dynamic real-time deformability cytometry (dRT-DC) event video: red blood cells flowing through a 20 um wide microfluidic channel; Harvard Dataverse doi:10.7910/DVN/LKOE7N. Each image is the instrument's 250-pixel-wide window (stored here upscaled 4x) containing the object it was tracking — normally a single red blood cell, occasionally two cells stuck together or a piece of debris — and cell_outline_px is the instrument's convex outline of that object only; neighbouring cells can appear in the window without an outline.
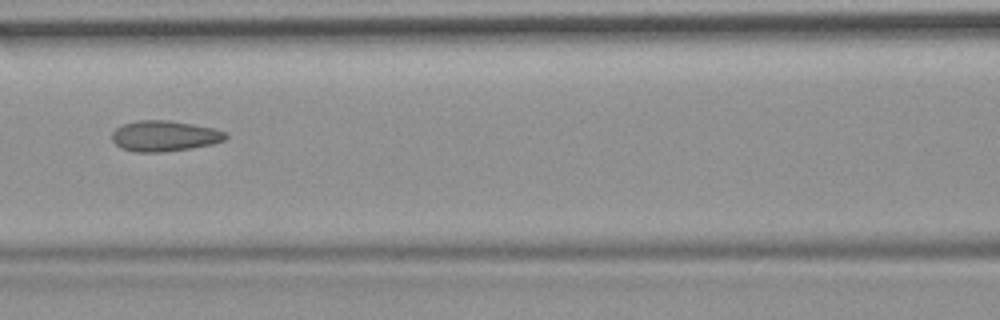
{"species": "common noctule bat (a hibernating species)", "species_latin": "Nyctalus noctula", "temperature_condition": "room temperature", "stored_images_in_passage": 9, "camera_frame_rate_fps": 3000, "um_per_image_px": 0.085, "animal": {"sex": "female", "body_mass_g": 19.9}, "frame": {"image": 1, "passage_image": 6, "time_ms": 1.667, "image_size_px": [1000, 320], "cell_outline_px": [[228, 136], [224, 140], [212, 144], [188, 148], [160, 152], [136, 152], [120, 148], [112, 140], [112, 132], [116, 128], [124, 124], [136, 120], [168, 120], [192, 124], [212, 128], [224, 132]], "centroid_in_image_um": [13.93, 11.55], "position_along_channel_um": 152.7, "area_um2": 20.11}}